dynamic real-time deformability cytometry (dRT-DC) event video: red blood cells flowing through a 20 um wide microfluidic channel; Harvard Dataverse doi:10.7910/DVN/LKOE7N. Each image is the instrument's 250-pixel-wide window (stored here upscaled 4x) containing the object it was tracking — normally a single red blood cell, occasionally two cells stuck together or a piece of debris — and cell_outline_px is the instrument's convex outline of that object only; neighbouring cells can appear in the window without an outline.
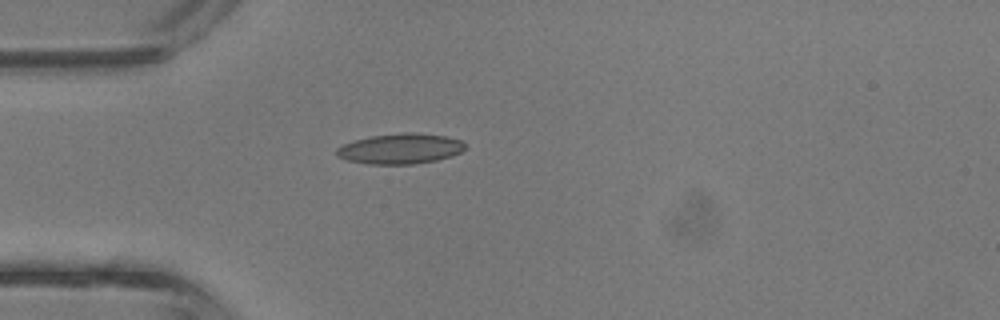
{"species": "common noctule bat (a hibernating species)", "species_latin": "Nyctalus noctula", "temperature_condition": "room temperature", "stored_images_in_passage": 2, "camera_frame_rate_fps": 3000, "um_per_image_px": 0.085, "animal": {"sex": "male", "body_mass_g": 13.3}, "frame": {"image": 1, "passage_image": 2, "time_ms": 0.333, "image_size_px": [1000, 320], "cell_outline_px": [[468, 144], [460, 152], [452, 156], [436, 160], [412, 164], [368, 164], [348, 160], [336, 156], [336, 148], [344, 144], [356, 140], [372, 136], [400, 132], [412, 132], [444, 136], [460, 140]], "centroid_in_image_um": [34.03, 12.64], "position_along_channel_um": 51.0, "area_um2": 22.66}}